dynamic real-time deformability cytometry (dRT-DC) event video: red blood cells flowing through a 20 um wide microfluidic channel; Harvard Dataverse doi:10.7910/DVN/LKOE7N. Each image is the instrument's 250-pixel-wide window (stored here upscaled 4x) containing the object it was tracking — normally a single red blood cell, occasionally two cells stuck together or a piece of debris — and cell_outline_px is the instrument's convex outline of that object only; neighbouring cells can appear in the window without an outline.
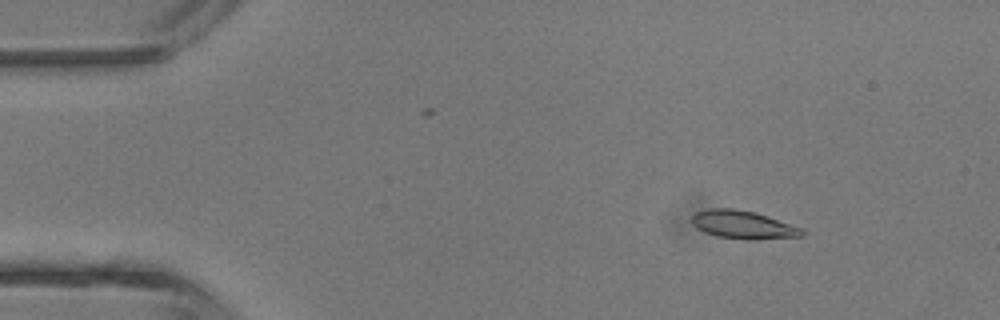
{"species": "common noctule bat (a hibernating species)", "species_latin": "Nyctalus noctula", "temperature_condition": "room temperature", "stored_images_in_passage": 4, "camera_frame_rate_fps": 3000, "um_per_image_px": 0.085, "animal": {"sex": "male", "body_mass_g": 13.3}, "frame": {"image": 1, "passage_image": 2, "time_ms": 1.333, "image_size_px": [1000, 320], "cell_outline_px": [[804, 236], [756, 240], [744, 240], [716, 236], [704, 232], [696, 228], [692, 224], [692, 216], [696, 212], [708, 208], [732, 208], [752, 212], [804, 228]], "centroid_in_image_um": [63.15, 19.12], "position_along_channel_um": 21.8, "area_um2": 18.15}}
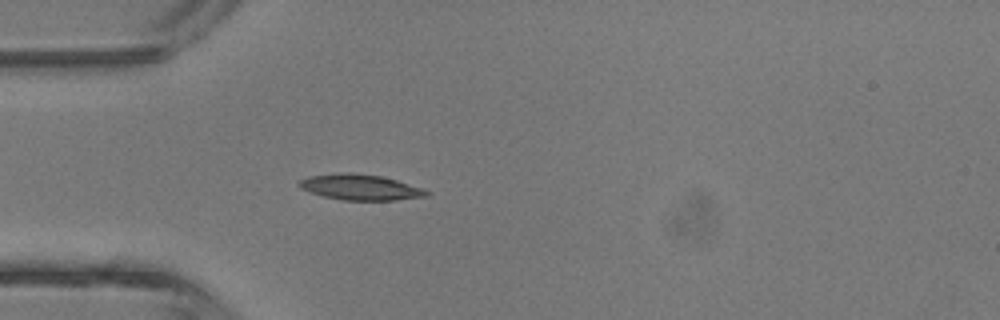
{"frame": {"image": 2, "passage_image": 4, "time_ms": 3.667, "image_size_px": [1000, 320], "cell_outline_px": [[432, 192], [428, 196], [396, 200], [344, 200], [324, 196], [308, 192], [300, 188], [296, 184], [300, 180], [308, 176], [340, 172], [352, 172], [380, 176], [396, 180]], "centroid_in_image_um": [30.58, 15.91], "position_along_channel_um": 54.4, "area_um2": 19.07}}